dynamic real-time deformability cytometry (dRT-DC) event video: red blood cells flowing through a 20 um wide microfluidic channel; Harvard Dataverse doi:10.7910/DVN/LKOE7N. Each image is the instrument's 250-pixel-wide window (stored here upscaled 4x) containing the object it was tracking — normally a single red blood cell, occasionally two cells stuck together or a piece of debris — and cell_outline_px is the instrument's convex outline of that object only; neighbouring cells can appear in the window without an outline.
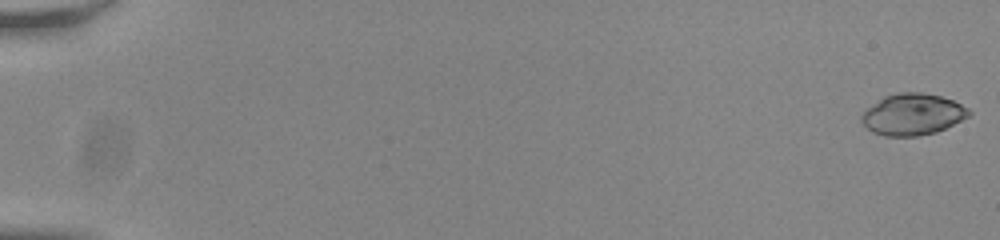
{"species": "common noctule bat (a hibernating species)", "species_latin": "Nyctalus noctula", "temperature_condition": "room temperature", "stored_images_in_passage": 50, "camera_frame_rate_fps": 3000, "um_per_image_px": 0.085, "animal": {"sex": "male", "body_mass_g": 20.0, "forearm_length_mm": 53.3}, "frame": {"image": 1, "passage_image": 1, "time_ms": 0.0, "image_size_px": [1000, 240], "cell_outline_px": [[972, 112], [968, 116], [936, 132], [916, 136], [884, 136], [872, 132], [860, 120], [860, 116], [868, 108], [884, 96], [900, 92], [920, 92], [940, 96], [952, 100], [968, 108]], "centroid_in_image_um": [77.55, 9.72], "position_along_channel_um": 7.4, "area_um2": 25.61}}
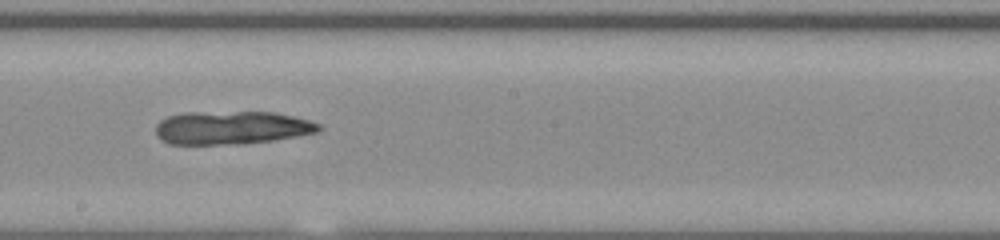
{"frame": {"image": 2, "passage_image": 33, "time_ms": 10.667, "image_size_px": [1000, 240], "cell_outline_px": [[324, 128], [320, 132], [272, 140], [236, 144], [168, 144], [160, 140], [156, 136], [156, 124], [160, 120], [168, 116], [184, 112], [276, 112], [308, 120], [320, 124]], "centroid_in_image_um": [19.67, 10.85], "position_along_channel_um": 228.5, "area_um2": 31.79}}
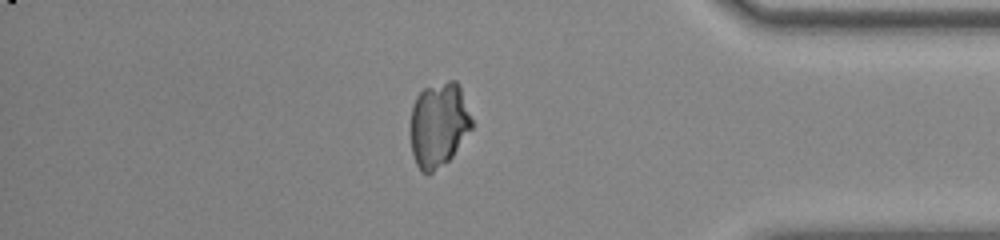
{"frame": {"image": 3, "passage_image": 48, "time_ms": 15.667, "image_size_px": [1000, 240], "cell_outline_px": [[472, 128], [452, 156], [448, 160], [428, 176], [420, 172], [416, 164], [412, 152], [408, 128], [412, 104], [416, 96], [424, 88], [448, 80], [456, 80], [460, 84], [472, 120]], "centroid_in_image_um": [37.24, 10.6], "position_along_channel_um": 398.0, "area_um2": 30.92}}